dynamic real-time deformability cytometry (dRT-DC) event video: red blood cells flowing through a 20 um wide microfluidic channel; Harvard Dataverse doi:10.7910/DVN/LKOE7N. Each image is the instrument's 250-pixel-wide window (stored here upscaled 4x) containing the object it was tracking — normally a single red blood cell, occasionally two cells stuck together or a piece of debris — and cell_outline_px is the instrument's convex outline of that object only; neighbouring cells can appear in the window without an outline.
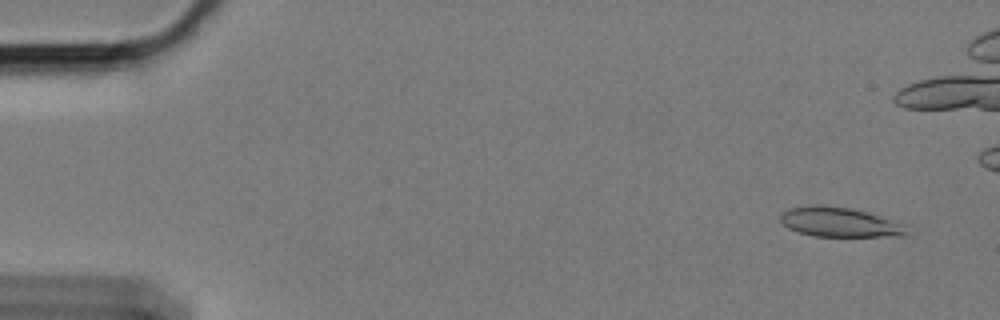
{"species": "Egyptian fruit bat (a non-hibernating species)", "species_latin": "Rousettus aegyptiacus", "temperature_condition": "cold", "stored_images_in_passage": 60, "camera_frame_rate_fps": 3000, "um_per_image_px": 0.085, "animal": {"sex": "female"}, "frame": {"image": 1, "passage_image": 4, "time_ms": 1.0, "image_size_px": [1000, 320], "cell_outline_px": [[908, 236], [816, 236], [800, 232], [788, 228], [780, 220], [780, 212], [788, 208], [848, 208], [864, 212], [900, 224]], "centroid_in_image_um": [71.3, 18.94], "position_along_channel_um": 13.7, "area_um2": 20.23}}
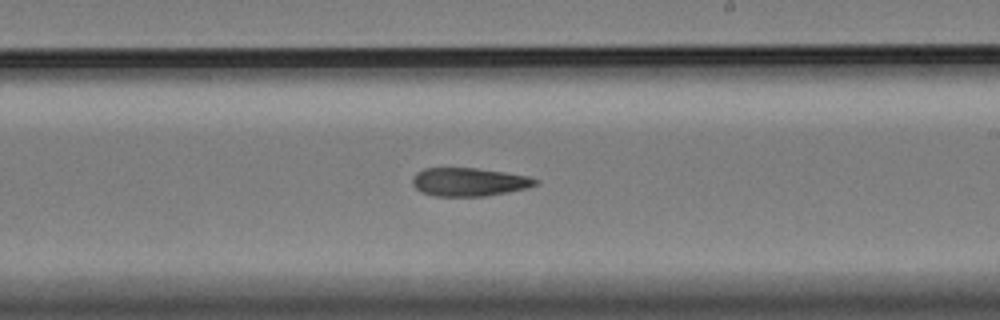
{"frame": {"image": 2, "passage_image": 35, "time_ms": 11.333, "image_size_px": [1000, 320], "cell_outline_px": [[540, 180], [536, 184], [524, 188], [508, 192], [484, 196], [436, 196], [420, 192], [412, 184], [412, 176], [416, 172], [424, 168], [476, 168], [504, 172], [528, 176]], "centroid_in_image_um": [39.82, 15.46], "position_along_channel_um": 249.2, "area_um2": 20.29}}
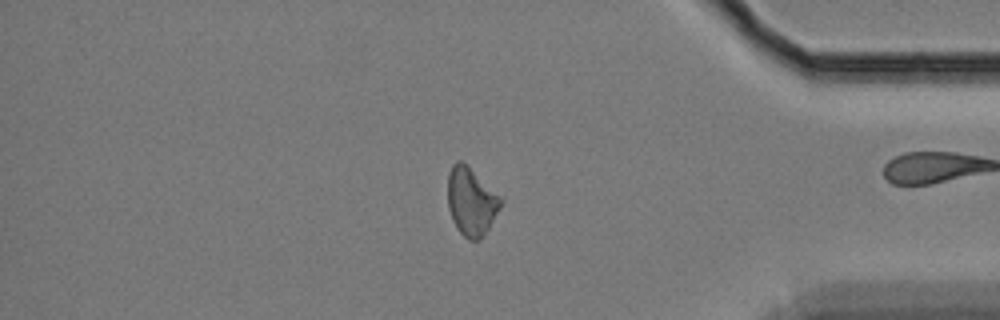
{"frame": {"image": 3, "passage_image": 50, "time_ms": 16.333, "image_size_px": [1000, 320], "cell_outline_px": [[504, 204], [480, 240], [468, 240], [456, 228], [452, 220], [448, 208], [448, 172], [452, 164], [456, 160], [460, 160], [500, 196], [504, 200]], "centroid_in_image_um": [40.05, 17.16], "position_along_channel_um": 395.1, "area_um2": 20.92}}